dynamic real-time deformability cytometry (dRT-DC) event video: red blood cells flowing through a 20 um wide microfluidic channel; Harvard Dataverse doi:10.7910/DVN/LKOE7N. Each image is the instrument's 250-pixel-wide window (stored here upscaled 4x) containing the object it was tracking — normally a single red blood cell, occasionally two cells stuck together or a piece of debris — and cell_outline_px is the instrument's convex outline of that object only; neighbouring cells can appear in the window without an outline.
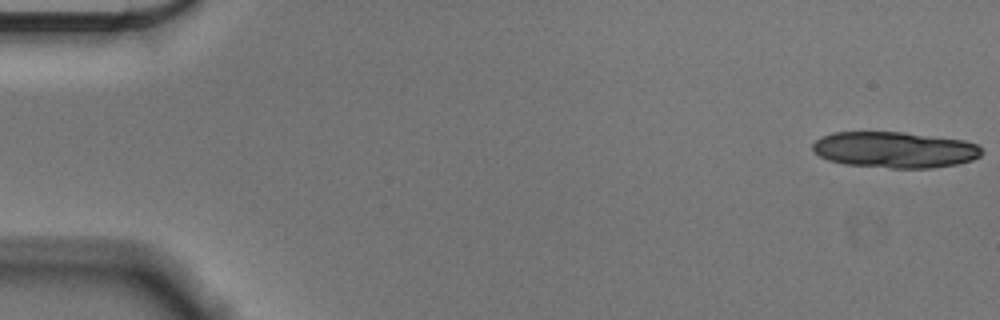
{"species": "Egyptian fruit bat (a non-hibernating species)", "species_latin": "Rousettus aegyptiacus", "temperature_condition": "cold", "stored_images_in_passage": 15, "camera_frame_rate_fps": 3000, "um_per_image_px": 0.085, "animal": {"sex": "male"}, "frame": {"image": 1, "passage_image": 1, "time_ms": 0.0, "image_size_px": [1000, 320], "cell_outline_px": [[984, 152], [980, 156], [972, 160], [956, 164], [932, 168], [888, 168], [844, 164], [828, 160], [820, 156], [812, 148], [812, 144], [820, 136], [832, 132], [904, 132], [964, 140], [976, 144]], "centroid_in_image_um": [76.04, 12.73], "position_along_channel_um": 9.0, "area_um2": 35.72}}